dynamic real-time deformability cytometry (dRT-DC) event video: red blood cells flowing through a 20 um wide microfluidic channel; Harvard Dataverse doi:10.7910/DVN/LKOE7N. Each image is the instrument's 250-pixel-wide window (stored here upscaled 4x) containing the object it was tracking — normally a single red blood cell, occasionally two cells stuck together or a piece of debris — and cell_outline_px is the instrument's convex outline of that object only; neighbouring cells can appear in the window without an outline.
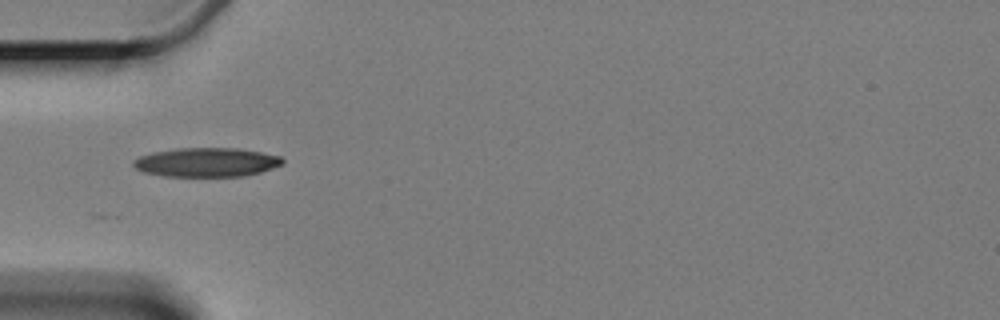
{"species": "Egyptian fruit bat (a non-hibernating species)", "species_latin": "Rousettus aegyptiacus", "temperature_condition": "cold", "stored_images_in_passage": 8, "camera_frame_rate_fps": 3000, "um_per_image_px": 0.085, "animal": {"sex": "female"}, "frame": {"image": 1, "passage_image": 2, "time_ms": 1.0, "image_size_px": [1000, 320], "cell_outline_px": [[284, 164], [260, 172], [244, 176], [164, 176], [144, 172], [136, 168], [132, 164], [132, 160], [140, 156], [152, 152], [176, 148], [240, 148], [280, 156], [284, 160]], "centroid_in_image_um": [17.55, 13.79], "position_along_channel_um": 67.5, "area_um2": 25.32}}
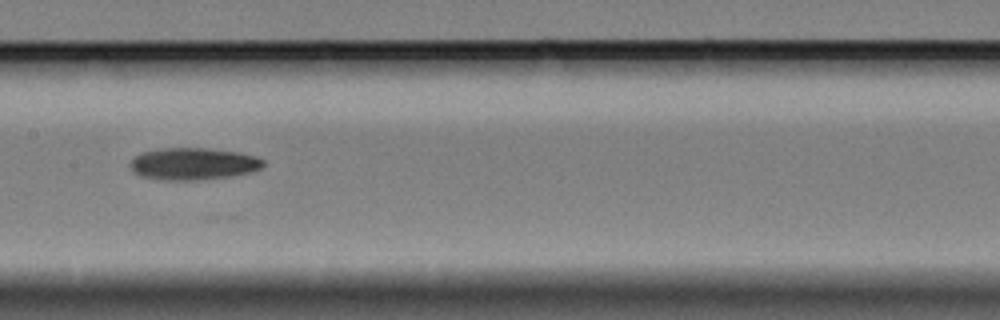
{"frame": {"image": 2, "passage_image": 5, "time_ms": 4.667, "image_size_px": [1000, 320], "cell_outline_px": [[264, 164], [260, 168], [248, 172], [232, 176], [204, 180], [168, 180], [140, 176], [128, 164], [140, 152], [164, 148], [208, 148], [240, 152], [256, 156], [264, 160]], "centroid_in_image_um": [16.44, 13.92], "position_along_channel_um": 191.0, "area_um2": 24.85}}
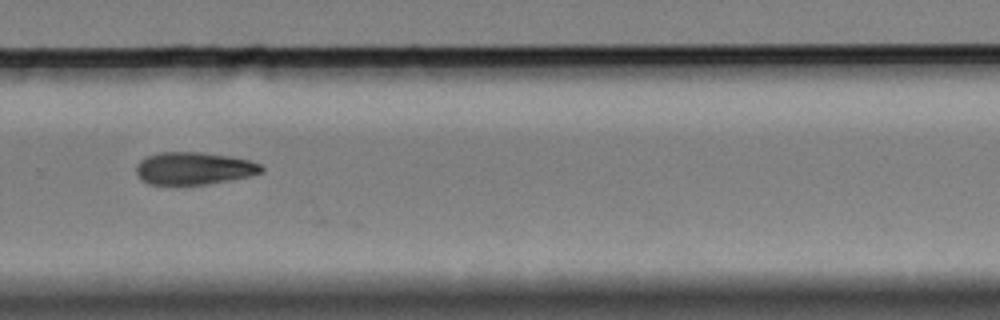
{"frame": {"image": 3, "passage_image": 8, "time_ms": 8.333, "image_size_px": [1000, 320], "cell_outline_px": [[264, 172], [248, 176], [208, 184], [148, 184], [140, 180], [136, 172], [136, 164], [140, 160], [148, 156], [160, 152], [196, 152], [228, 156], [248, 160], [260, 164], [264, 168]], "centroid_in_image_um": [16.45, 14.31], "position_along_channel_um": 313.4, "area_um2": 23.52}}